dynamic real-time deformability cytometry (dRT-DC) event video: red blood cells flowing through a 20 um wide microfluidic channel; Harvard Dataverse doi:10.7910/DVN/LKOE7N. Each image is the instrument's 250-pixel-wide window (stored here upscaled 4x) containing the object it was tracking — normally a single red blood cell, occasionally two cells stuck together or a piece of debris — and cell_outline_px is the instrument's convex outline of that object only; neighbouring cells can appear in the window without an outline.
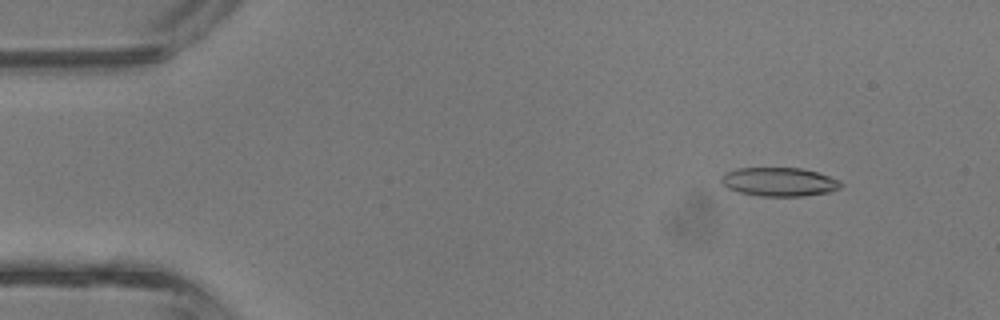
{"species": "common noctule bat (a hibernating species)", "species_latin": "Nyctalus noctula", "temperature_condition": "room temperature", "stored_images_in_passage": 43, "camera_frame_rate_fps": 3000, "um_per_image_px": 0.085, "animal": {"sex": "male", "body_mass_g": 13.3}, "frame": {"image": 1, "passage_image": 5, "time_ms": 1.333, "image_size_px": [1000, 320], "cell_outline_px": [[844, 184], [840, 188], [828, 192], [804, 196], [760, 196], [740, 192], [728, 188], [720, 180], [720, 176], [724, 172], [736, 168], [800, 168], [816, 172], [840, 180]], "centroid_in_image_um": [66.22, 15.45], "position_along_channel_um": 18.8, "area_um2": 20.06}}
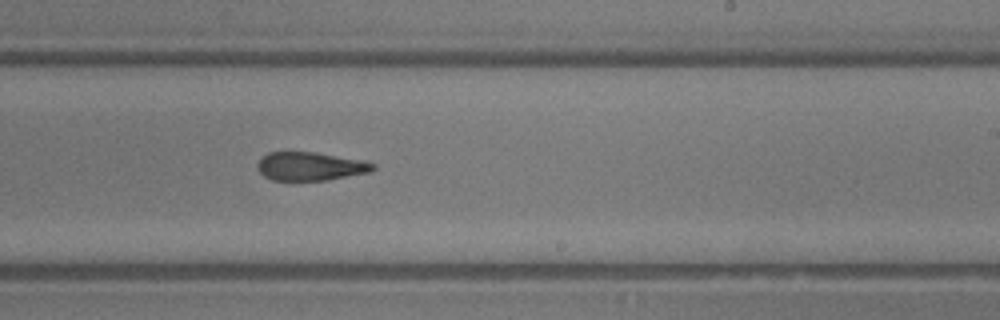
{"frame": {"image": 2, "passage_image": 26, "time_ms": 8.333, "image_size_px": [1000, 320], "cell_outline_px": [[376, 168], [372, 172], [324, 180], [272, 180], [264, 176], [260, 172], [256, 164], [268, 152], [316, 152], [364, 160], [376, 164]], "centroid_in_image_um": [26.42, 14.13], "position_along_channel_um": 262.6, "area_um2": 19.19}}
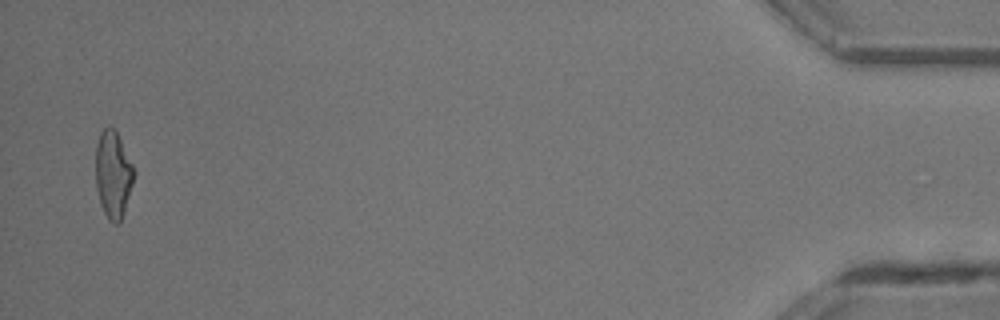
{"frame": {"image": 3, "passage_image": 42, "time_ms": 13.667, "image_size_px": [1000, 320], "cell_outline_px": [[136, 172], [124, 212], [120, 224], [116, 224], [108, 220], [100, 204], [96, 188], [96, 144], [100, 132], [108, 124], [116, 128]], "centroid_in_image_um": [9.62, 14.79], "position_along_channel_um": 425.6, "area_um2": 19.83}, "authors_computed_cell_mechanics": {"area_um2": 20.0566, "velocity_mm_per_s": 4.7939, "shape_relaxation_time_tau1_ms": 5.7783, "shape_relaxation_time_tau2_ms": 2.0292, "deformation_change_tau1": 0.2115, "deformation_change_tau2": 0.1179}}